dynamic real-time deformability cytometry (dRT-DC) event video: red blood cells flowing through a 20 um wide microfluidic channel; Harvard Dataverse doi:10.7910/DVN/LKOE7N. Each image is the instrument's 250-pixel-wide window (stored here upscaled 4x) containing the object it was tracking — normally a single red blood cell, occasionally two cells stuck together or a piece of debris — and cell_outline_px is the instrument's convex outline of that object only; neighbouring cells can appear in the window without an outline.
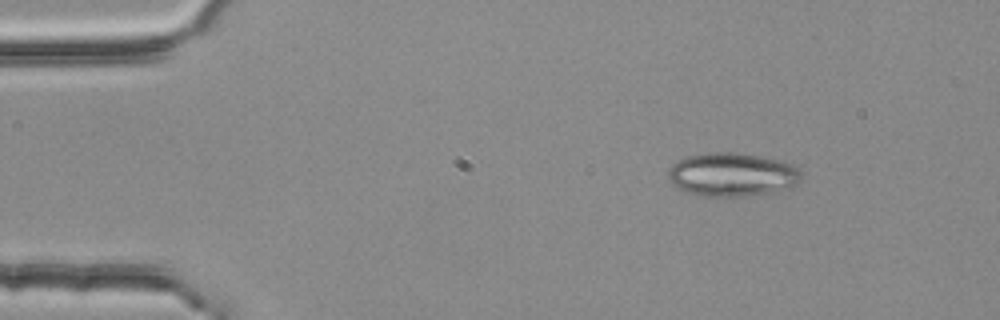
{"species": "common noctule bat (a hibernating species)", "species_latin": "Nyctalus noctula", "temperature_condition": "room temperature", "stored_images_in_passage": 5, "camera_frame_rate_fps": 3000, "um_per_image_px": 0.085, "animal": {"sex": "female", "body_mass_g": 25.1}, "frame": {"image": 1, "passage_image": 1, "time_ms": 0.0, "image_size_px": [1000, 320], "cell_outline_px": [[800, 180], [796, 184], [788, 188], [760, 196], [704, 196], [688, 192], [676, 188], [672, 184], [668, 176], [668, 168], [672, 164], [688, 156], [712, 152], [732, 152], [760, 156], [776, 160], [788, 164], [796, 168], [800, 172]], "centroid_in_image_um": [62.2, 14.86], "position_along_channel_um": 22.8, "area_um2": 33.7}}
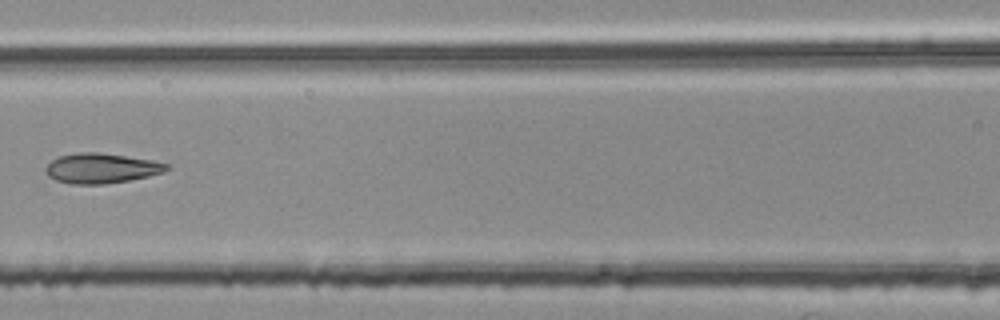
{"frame": {"image": 2, "passage_image": 5, "time_ms": 1.333, "image_size_px": [1000, 320], "cell_outline_px": [[172, 168], [164, 172], [148, 176], [128, 180], [104, 184], [72, 184], [56, 180], [48, 176], [44, 172], [44, 168], [52, 160], [60, 156], [76, 152], [100, 152], [152, 160], [168, 164]], "centroid_in_image_um": [8.6, 14.3], "position_along_channel_um": 158.0, "area_um2": 21.21}}